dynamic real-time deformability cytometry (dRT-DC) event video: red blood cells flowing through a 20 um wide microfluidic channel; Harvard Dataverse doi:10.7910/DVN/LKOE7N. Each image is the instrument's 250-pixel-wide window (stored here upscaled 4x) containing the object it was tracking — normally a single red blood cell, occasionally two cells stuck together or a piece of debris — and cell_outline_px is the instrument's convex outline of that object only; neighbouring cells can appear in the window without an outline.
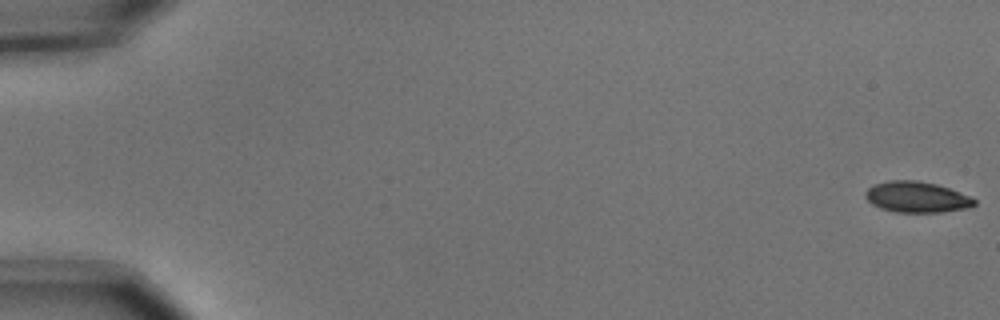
{"species": "common noctule bat (a hibernating species)", "species_latin": "Nyctalus noctula", "temperature_condition": "cold", "stored_images_in_passage": 9, "camera_frame_rate_fps": 3000, "um_per_image_px": 0.085, "animal": {"sex": "male", "body_mass_g": 15.6}, "frame": {"image": 1, "passage_image": 1, "time_ms": 0.0, "image_size_px": [1000, 320], "cell_outline_px": [[976, 204], [968, 208], [944, 212], [896, 212], [880, 208], [872, 204], [864, 196], [864, 192], [868, 188], [876, 184], [888, 180], [916, 180], [936, 184], [972, 196], [976, 200]], "centroid_in_image_um": [77.93, 16.75], "position_along_channel_um": 7.1, "area_um2": 19.71}}
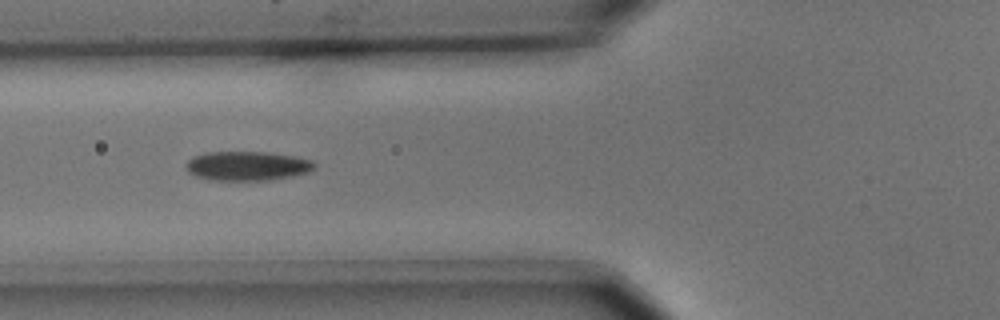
{"frame": {"image": 2, "passage_image": 7, "time_ms": 2.0, "image_size_px": [1000, 320], "cell_outline_px": [[316, 164], [308, 172], [292, 176], [268, 180], [216, 180], [196, 176], [188, 172], [188, 160], [192, 156], [204, 152], [268, 152], [296, 156], [312, 160]], "centroid_in_image_um": [21.03, 14.09], "position_along_channel_um": 104.8, "area_um2": 21.79}}
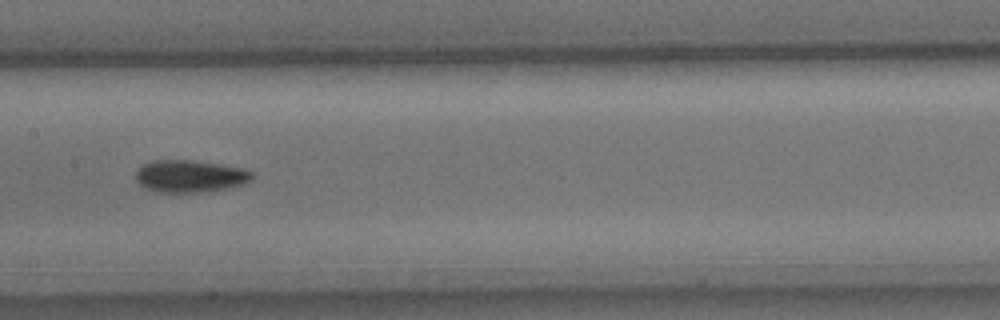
{"frame": {"image": 3, "passage_image": 9, "time_ms": 2.667, "image_size_px": [1000, 320], "cell_outline_px": [[252, 180], [244, 184], [204, 192], [160, 192], [148, 188], [140, 184], [136, 180], [136, 172], [144, 164], [152, 160], [196, 160], [244, 168], [252, 172]], "centroid_in_image_um": [16.18, 14.96], "position_along_channel_um": 191.2, "area_um2": 21.73}}